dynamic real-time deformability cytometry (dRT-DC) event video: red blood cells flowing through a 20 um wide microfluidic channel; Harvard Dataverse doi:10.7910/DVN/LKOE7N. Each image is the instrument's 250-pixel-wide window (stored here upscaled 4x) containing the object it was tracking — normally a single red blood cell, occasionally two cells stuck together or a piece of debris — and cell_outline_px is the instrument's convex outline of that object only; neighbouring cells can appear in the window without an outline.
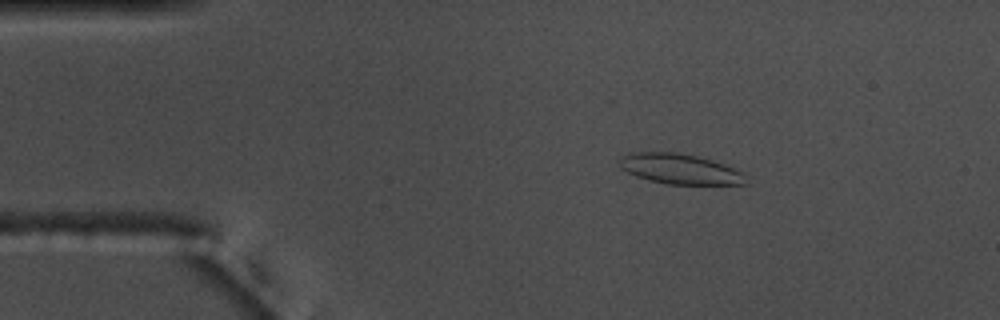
{"species": "common noctule bat (a hibernating species)", "species_latin": "Nyctalus noctula", "temperature_condition": "warm", "stored_images_in_passage": 55, "camera_frame_rate_fps": 3000, "um_per_image_px": 0.085, "animal": {"sex": "male", "body_mass_g": 17.5, "forearm_length_mm": 52.3}, "frame": {"image": 1, "passage_image": 9, "time_ms": 2.667, "image_size_px": [1000, 320], "cell_outline_px": [[748, 184], [668, 184], [648, 180], [636, 176], [620, 168], [620, 160], [624, 156], [636, 152], [676, 152], [696, 156], [712, 160], [724, 164], [740, 172], [744, 176]], "centroid_in_image_um": [57.78, 14.37], "position_along_channel_um": 27.2, "area_um2": 21.91}}
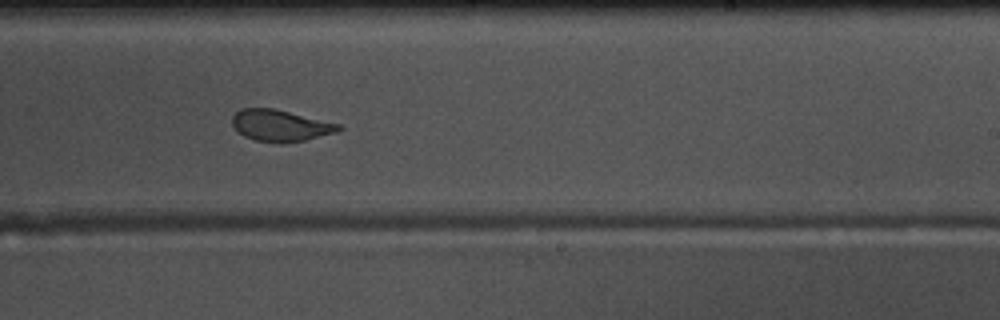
{"frame": {"image": 2, "passage_image": 33, "time_ms": 10.667, "image_size_px": [1000, 320], "cell_outline_px": [[344, 128], [336, 132], [304, 140], [252, 140], [236, 132], [232, 124], [232, 116], [240, 108], [272, 108], [340, 124]], "centroid_in_image_um": [23.78, 10.63], "position_along_channel_um": 265.2, "area_um2": 18.9}}
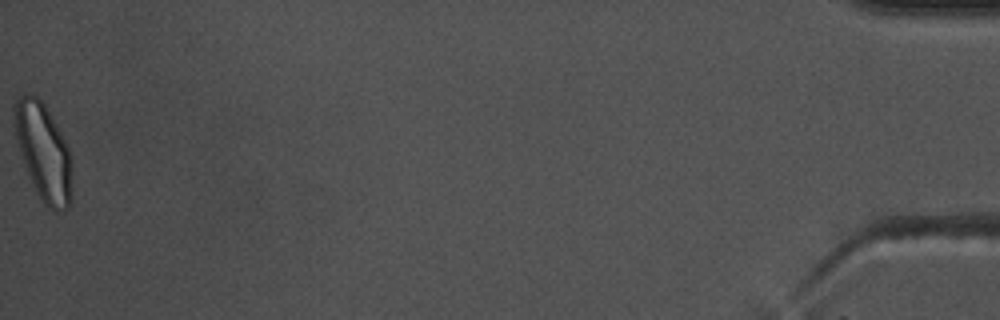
{"frame": {"image": 3, "passage_image": 55, "time_ms": 18.0, "image_size_px": [1000, 320], "cell_outline_px": [[72, 164], [68, 208], [64, 212], [56, 212], [44, 204], [36, 192], [28, 172], [16, 136], [12, 120], [12, 108], [16, 100], [24, 92], [28, 92], [36, 96], [44, 104], [60, 132], [68, 148], [72, 160]], "centroid_in_image_um": [3.67, 12.87], "position_along_channel_um": 431.5, "area_um2": 32.14}, "authors_computed_cell_mechanics": {"area_um2": 22.0218, "velocity_mm_per_s": 3.7049, "shape_relaxation_time_tau1_ms": 5.5898, "shape_relaxation_time_tau2_ms": 1.2973, "deformation_change_tau1": 0.1436, "deformation_change_tau2": 0.068}}